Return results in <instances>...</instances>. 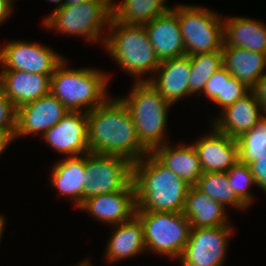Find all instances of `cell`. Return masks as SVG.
I'll list each match as a JSON object with an SVG mask.
<instances>
[{
    "label": "cell",
    "instance_id": "6",
    "mask_svg": "<svg viewBox=\"0 0 266 266\" xmlns=\"http://www.w3.org/2000/svg\"><path fill=\"white\" fill-rule=\"evenodd\" d=\"M136 216L144 227L146 250L180 258L192 228L183 212L136 211Z\"/></svg>",
    "mask_w": 266,
    "mask_h": 266
},
{
    "label": "cell",
    "instance_id": "35",
    "mask_svg": "<svg viewBox=\"0 0 266 266\" xmlns=\"http://www.w3.org/2000/svg\"><path fill=\"white\" fill-rule=\"evenodd\" d=\"M251 92L263 107L264 113H266V73L256 81L255 85L251 88Z\"/></svg>",
    "mask_w": 266,
    "mask_h": 266
},
{
    "label": "cell",
    "instance_id": "25",
    "mask_svg": "<svg viewBox=\"0 0 266 266\" xmlns=\"http://www.w3.org/2000/svg\"><path fill=\"white\" fill-rule=\"evenodd\" d=\"M116 226L107 246L108 262L138 255L146 250L144 227L136 215L131 220Z\"/></svg>",
    "mask_w": 266,
    "mask_h": 266
},
{
    "label": "cell",
    "instance_id": "8",
    "mask_svg": "<svg viewBox=\"0 0 266 266\" xmlns=\"http://www.w3.org/2000/svg\"><path fill=\"white\" fill-rule=\"evenodd\" d=\"M178 20L185 55L222 51L223 21L217 13L190 5L178 6Z\"/></svg>",
    "mask_w": 266,
    "mask_h": 266
},
{
    "label": "cell",
    "instance_id": "30",
    "mask_svg": "<svg viewBox=\"0 0 266 266\" xmlns=\"http://www.w3.org/2000/svg\"><path fill=\"white\" fill-rule=\"evenodd\" d=\"M230 187L233 188L236 195L249 206L252 202V196L248 189L250 185H255V178L249 168V165L239 160L227 171Z\"/></svg>",
    "mask_w": 266,
    "mask_h": 266
},
{
    "label": "cell",
    "instance_id": "23",
    "mask_svg": "<svg viewBox=\"0 0 266 266\" xmlns=\"http://www.w3.org/2000/svg\"><path fill=\"white\" fill-rule=\"evenodd\" d=\"M85 155L68 157L53 167L52 186L57 188L61 195L70 196L78 207L84 201L86 182Z\"/></svg>",
    "mask_w": 266,
    "mask_h": 266
},
{
    "label": "cell",
    "instance_id": "40",
    "mask_svg": "<svg viewBox=\"0 0 266 266\" xmlns=\"http://www.w3.org/2000/svg\"><path fill=\"white\" fill-rule=\"evenodd\" d=\"M77 266H91L90 264H89V262L86 260L85 262H81L80 263V265H77Z\"/></svg>",
    "mask_w": 266,
    "mask_h": 266
},
{
    "label": "cell",
    "instance_id": "31",
    "mask_svg": "<svg viewBox=\"0 0 266 266\" xmlns=\"http://www.w3.org/2000/svg\"><path fill=\"white\" fill-rule=\"evenodd\" d=\"M17 127V108L0 91V136H15Z\"/></svg>",
    "mask_w": 266,
    "mask_h": 266
},
{
    "label": "cell",
    "instance_id": "34",
    "mask_svg": "<svg viewBox=\"0 0 266 266\" xmlns=\"http://www.w3.org/2000/svg\"><path fill=\"white\" fill-rule=\"evenodd\" d=\"M256 185L266 192V157H257V161L249 164Z\"/></svg>",
    "mask_w": 266,
    "mask_h": 266
},
{
    "label": "cell",
    "instance_id": "37",
    "mask_svg": "<svg viewBox=\"0 0 266 266\" xmlns=\"http://www.w3.org/2000/svg\"><path fill=\"white\" fill-rule=\"evenodd\" d=\"M15 136H0V155Z\"/></svg>",
    "mask_w": 266,
    "mask_h": 266
},
{
    "label": "cell",
    "instance_id": "38",
    "mask_svg": "<svg viewBox=\"0 0 266 266\" xmlns=\"http://www.w3.org/2000/svg\"><path fill=\"white\" fill-rule=\"evenodd\" d=\"M86 1H88V0H66L65 2L61 3L60 5L58 4L55 9L61 8L65 4H68V5L81 4V3L86 2Z\"/></svg>",
    "mask_w": 266,
    "mask_h": 266
},
{
    "label": "cell",
    "instance_id": "1",
    "mask_svg": "<svg viewBox=\"0 0 266 266\" xmlns=\"http://www.w3.org/2000/svg\"><path fill=\"white\" fill-rule=\"evenodd\" d=\"M86 114L90 153L122 156L132 163L149 153L140 143L131 114L120 98L107 99Z\"/></svg>",
    "mask_w": 266,
    "mask_h": 266
},
{
    "label": "cell",
    "instance_id": "28",
    "mask_svg": "<svg viewBox=\"0 0 266 266\" xmlns=\"http://www.w3.org/2000/svg\"><path fill=\"white\" fill-rule=\"evenodd\" d=\"M222 51L200 53L191 56L189 95L203 92L208 79L221 67Z\"/></svg>",
    "mask_w": 266,
    "mask_h": 266
},
{
    "label": "cell",
    "instance_id": "3",
    "mask_svg": "<svg viewBox=\"0 0 266 266\" xmlns=\"http://www.w3.org/2000/svg\"><path fill=\"white\" fill-rule=\"evenodd\" d=\"M64 60L51 76L50 92L69 111L89 112L107 100L105 90L108 76L94 69H68Z\"/></svg>",
    "mask_w": 266,
    "mask_h": 266
},
{
    "label": "cell",
    "instance_id": "12",
    "mask_svg": "<svg viewBox=\"0 0 266 266\" xmlns=\"http://www.w3.org/2000/svg\"><path fill=\"white\" fill-rule=\"evenodd\" d=\"M43 138L49 146L69 157L90 153L86 112L69 111Z\"/></svg>",
    "mask_w": 266,
    "mask_h": 266
},
{
    "label": "cell",
    "instance_id": "41",
    "mask_svg": "<svg viewBox=\"0 0 266 266\" xmlns=\"http://www.w3.org/2000/svg\"><path fill=\"white\" fill-rule=\"evenodd\" d=\"M49 1H51V2H53V3H59L60 4V2L62 1V0H49Z\"/></svg>",
    "mask_w": 266,
    "mask_h": 266
},
{
    "label": "cell",
    "instance_id": "18",
    "mask_svg": "<svg viewBox=\"0 0 266 266\" xmlns=\"http://www.w3.org/2000/svg\"><path fill=\"white\" fill-rule=\"evenodd\" d=\"M158 78H147L170 104L189 95V81L191 75V56H181L162 61L156 69Z\"/></svg>",
    "mask_w": 266,
    "mask_h": 266
},
{
    "label": "cell",
    "instance_id": "36",
    "mask_svg": "<svg viewBox=\"0 0 266 266\" xmlns=\"http://www.w3.org/2000/svg\"><path fill=\"white\" fill-rule=\"evenodd\" d=\"M13 0H0V24L11 14Z\"/></svg>",
    "mask_w": 266,
    "mask_h": 266
},
{
    "label": "cell",
    "instance_id": "29",
    "mask_svg": "<svg viewBox=\"0 0 266 266\" xmlns=\"http://www.w3.org/2000/svg\"><path fill=\"white\" fill-rule=\"evenodd\" d=\"M239 161L247 165L257 161V157H266V116L261 118L249 131L238 138Z\"/></svg>",
    "mask_w": 266,
    "mask_h": 266
},
{
    "label": "cell",
    "instance_id": "11",
    "mask_svg": "<svg viewBox=\"0 0 266 266\" xmlns=\"http://www.w3.org/2000/svg\"><path fill=\"white\" fill-rule=\"evenodd\" d=\"M63 60L59 54L53 52V49L36 43L11 41L0 49L3 70L52 75Z\"/></svg>",
    "mask_w": 266,
    "mask_h": 266
},
{
    "label": "cell",
    "instance_id": "20",
    "mask_svg": "<svg viewBox=\"0 0 266 266\" xmlns=\"http://www.w3.org/2000/svg\"><path fill=\"white\" fill-rule=\"evenodd\" d=\"M222 63L232 77L237 78L251 89L264 74L266 54L223 45Z\"/></svg>",
    "mask_w": 266,
    "mask_h": 266
},
{
    "label": "cell",
    "instance_id": "27",
    "mask_svg": "<svg viewBox=\"0 0 266 266\" xmlns=\"http://www.w3.org/2000/svg\"><path fill=\"white\" fill-rule=\"evenodd\" d=\"M195 186L224 207L228 204L240 209L248 207L230 187L227 172L203 173Z\"/></svg>",
    "mask_w": 266,
    "mask_h": 266
},
{
    "label": "cell",
    "instance_id": "4",
    "mask_svg": "<svg viewBox=\"0 0 266 266\" xmlns=\"http://www.w3.org/2000/svg\"><path fill=\"white\" fill-rule=\"evenodd\" d=\"M138 79L130 92L131 95L120 99L131 114L140 143L152 152L166 144L163 136L167 124V110L172 104L166 101L149 81Z\"/></svg>",
    "mask_w": 266,
    "mask_h": 266
},
{
    "label": "cell",
    "instance_id": "32",
    "mask_svg": "<svg viewBox=\"0 0 266 266\" xmlns=\"http://www.w3.org/2000/svg\"><path fill=\"white\" fill-rule=\"evenodd\" d=\"M251 91L244 83L235 77H223L222 110L234 104Z\"/></svg>",
    "mask_w": 266,
    "mask_h": 266
},
{
    "label": "cell",
    "instance_id": "16",
    "mask_svg": "<svg viewBox=\"0 0 266 266\" xmlns=\"http://www.w3.org/2000/svg\"><path fill=\"white\" fill-rule=\"evenodd\" d=\"M51 76L19 70H2L0 73V91L18 109L22 105L36 101L50 93Z\"/></svg>",
    "mask_w": 266,
    "mask_h": 266
},
{
    "label": "cell",
    "instance_id": "14",
    "mask_svg": "<svg viewBox=\"0 0 266 266\" xmlns=\"http://www.w3.org/2000/svg\"><path fill=\"white\" fill-rule=\"evenodd\" d=\"M79 208L105 223L118 225L127 222L136 215L137 209L133 181L121 191L89 197Z\"/></svg>",
    "mask_w": 266,
    "mask_h": 266
},
{
    "label": "cell",
    "instance_id": "33",
    "mask_svg": "<svg viewBox=\"0 0 266 266\" xmlns=\"http://www.w3.org/2000/svg\"><path fill=\"white\" fill-rule=\"evenodd\" d=\"M223 77H232L229 71L222 66L216 71L206 82L203 93L210 98L211 101L222 107V87Z\"/></svg>",
    "mask_w": 266,
    "mask_h": 266
},
{
    "label": "cell",
    "instance_id": "21",
    "mask_svg": "<svg viewBox=\"0 0 266 266\" xmlns=\"http://www.w3.org/2000/svg\"><path fill=\"white\" fill-rule=\"evenodd\" d=\"M164 166L195 186L203 174V169L194 145L179 146L174 149L168 144L161 145L151 152Z\"/></svg>",
    "mask_w": 266,
    "mask_h": 266
},
{
    "label": "cell",
    "instance_id": "5",
    "mask_svg": "<svg viewBox=\"0 0 266 266\" xmlns=\"http://www.w3.org/2000/svg\"><path fill=\"white\" fill-rule=\"evenodd\" d=\"M108 28L114 32L103 37L104 46L125 71L138 77L156 72L161 62L144 25L123 24L111 18Z\"/></svg>",
    "mask_w": 266,
    "mask_h": 266
},
{
    "label": "cell",
    "instance_id": "9",
    "mask_svg": "<svg viewBox=\"0 0 266 266\" xmlns=\"http://www.w3.org/2000/svg\"><path fill=\"white\" fill-rule=\"evenodd\" d=\"M132 164L122 156L87 153L84 200L123 190L132 181Z\"/></svg>",
    "mask_w": 266,
    "mask_h": 266
},
{
    "label": "cell",
    "instance_id": "17",
    "mask_svg": "<svg viewBox=\"0 0 266 266\" xmlns=\"http://www.w3.org/2000/svg\"><path fill=\"white\" fill-rule=\"evenodd\" d=\"M211 135L205 136L194 145L203 173L227 172L238 160V142L215 127Z\"/></svg>",
    "mask_w": 266,
    "mask_h": 266
},
{
    "label": "cell",
    "instance_id": "22",
    "mask_svg": "<svg viewBox=\"0 0 266 266\" xmlns=\"http://www.w3.org/2000/svg\"><path fill=\"white\" fill-rule=\"evenodd\" d=\"M182 212L194 228L228 225L224 206L196 186H191L187 192Z\"/></svg>",
    "mask_w": 266,
    "mask_h": 266
},
{
    "label": "cell",
    "instance_id": "2",
    "mask_svg": "<svg viewBox=\"0 0 266 266\" xmlns=\"http://www.w3.org/2000/svg\"><path fill=\"white\" fill-rule=\"evenodd\" d=\"M132 164L136 211L181 213L191 185L164 166L151 152Z\"/></svg>",
    "mask_w": 266,
    "mask_h": 266
},
{
    "label": "cell",
    "instance_id": "24",
    "mask_svg": "<svg viewBox=\"0 0 266 266\" xmlns=\"http://www.w3.org/2000/svg\"><path fill=\"white\" fill-rule=\"evenodd\" d=\"M223 45L266 54V27L257 21L233 17L223 22Z\"/></svg>",
    "mask_w": 266,
    "mask_h": 266
},
{
    "label": "cell",
    "instance_id": "10",
    "mask_svg": "<svg viewBox=\"0 0 266 266\" xmlns=\"http://www.w3.org/2000/svg\"><path fill=\"white\" fill-rule=\"evenodd\" d=\"M230 234L229 225L192 227L189 240L179 258L182 266H221Z\"/></svg>",
    "mask_w": 266,
    "mask_h": 266
},
{
    "label": "cell",
    "instance_id": "39",
    "mask_svg": "<svg viewBox=\"0 0 266 266\" xmlns=\"http://www.w3.org/2000/svg\"><path fill=\"white\" fill-rule=\"evenodd\" d=\"M3 229H4V219L2 216H0V239H1V234L3 233Z\"/></svg>",
    "mask_w": 266,
    "mask_h": 266
},
{
    "label": "cell",
    "instance_id": "26",
    "mask_svg": "<svg viewBox=\"0 0 266 266\" xmlns=\"http://www.w3.org/2000/svg\"><path fill=\"white\" fill-rule=\"evenodd\" d=\"M165 0H124L112 3V19L123 24L144 25L173 8L163 4Z\"/></svg>",
    "mask_w": 266,
    "mask_h": 266
},
{
    "label": "cell",
    "instance_id": "15",
    "mask_svg": "<svg viewBox=\"0 0 266 266\" xmlns=\"http://www.w3.org/2000/svg\"><path fill=\"white\" fill-rule=\"evenodd\" d=\"M144 27L160 62L185 55L178 5L144 24Z\"/></svg>",
    "mask_w": 266,
    "mask_h": 266
},
{
    "label": "cell",
    "instance_id": "13",
    "mask_svg": "<svg viewBox=\"0 0 266 266\" xmlns=\"http://www.w3.org/2000/svg\"><path fill=\"white\" fill-rule=\"evenodd\" d=\"M69 110L51 92L17 109L15 138L42 131L56 125Z\"/></svg>",
    "mask_w": 266,
    "mask_h": 266
},
{
    "label": "cell",
    "instance_id": "19",
    "mask_svg": "<svg viewBox=\"0 0 266 266\" xmlns=\"http://www.w3.org/2000/svg\"><path fill=\"white\" fill-rule=\"evenodd\" d=\"M260 110L264 111L250 91L234 104L221 110V117L215 119V126L213 127L219 132L236 139L242 133L251 130L264 117L260 114Z\"/></svg>",
    "mask_w": 266,
    "mask_h": 266
},
{
    "label": "cell",
    "instance_id": "7",
    "mask_svg": "<svg viewBox=\"0 0 266 266\" xmlns=\"http://www.w3.org/2000/svg\"><path fill=\"white\" fill-rule=\"evenodd\" d=\"M111 0H88L81 4H65L44 20L48 28L59 32L87 37L96 41L103 26L112 18ZM102 28V29H101Z\"/></svg>",
    "mask_w": 266,
    "mask_h": 266
}]
</instances>
